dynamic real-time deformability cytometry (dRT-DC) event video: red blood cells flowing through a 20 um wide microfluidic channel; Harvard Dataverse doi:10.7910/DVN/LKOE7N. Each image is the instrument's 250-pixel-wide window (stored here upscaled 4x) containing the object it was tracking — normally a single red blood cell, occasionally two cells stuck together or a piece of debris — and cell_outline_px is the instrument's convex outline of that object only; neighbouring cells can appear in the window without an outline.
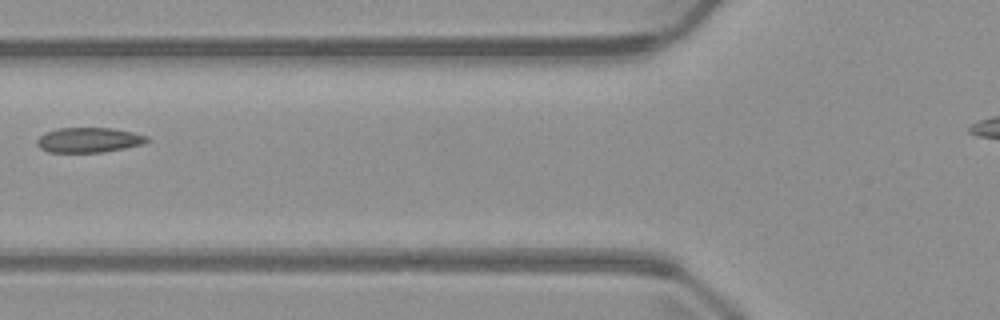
{"species": "common noctule bat (a hibernating species)", "species_latin": "Nyctalus noctula", "temperature_condition": "warm", "stored_images_in_passage": 5, "camera_frame_rate_fps": 3000, "um_per_image_px": 0.085, "animal": {"sex": "male", "body_mass_g": 23.1, "forearm_length_mm": 52.7}, "frame": {"image": 1, "passage_image": 5, "time_ms": 5.667, "image_size_px": [1000, 320], "cell_outline_px": [[148, 140], [144, 144], [104, 152], [48, 152], [40, 148], [36, 144], [36, 140], [44, 132], [56, 128], [112, 128], [132, 132], [148, 136]], "centroid_in_image_um": [7.52, 11.9], "position_along_channel_um": 118.3, "area_um2": 16.07}}